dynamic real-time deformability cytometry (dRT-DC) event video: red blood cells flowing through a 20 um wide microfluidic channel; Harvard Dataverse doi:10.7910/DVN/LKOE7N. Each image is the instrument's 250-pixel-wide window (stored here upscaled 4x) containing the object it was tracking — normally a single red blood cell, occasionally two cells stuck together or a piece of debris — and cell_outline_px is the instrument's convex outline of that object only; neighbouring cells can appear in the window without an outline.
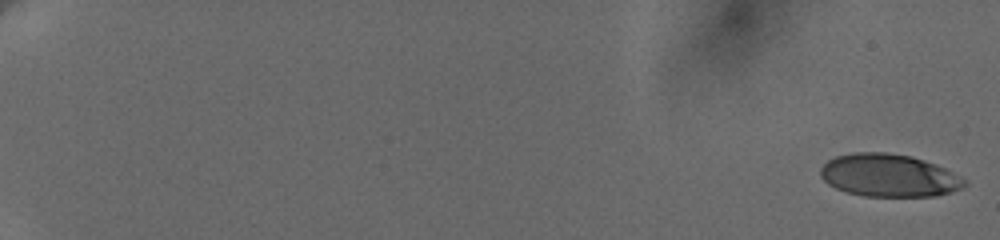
{"species": "human", "species_latin": "Homo sapiens", "temperature_condition": "cold", "stored_images_in_passage": 11, "camera_frame_rate_fps": 3000, "um_per_image_px": 0.085, "donor": {"sex": "female"}, "frame": {"image": 1, "passage_image": 1, "time_ms": 0.0, "image_size_px": [1000, 240], "cell_outline_px": [[968, 184], [964, 188], [952, 192], [936, 196], [864, 196], [848, 192], [836, 188], [828, 184], [820, 176], [820, 168], [828, 160], [836, 156], [852, 152], [888, 152], [912, 156], [924, 160], [944, 168], [964, 180]], "centroid_in_image_um": [75.54, 14.91], "position_along_channel_um": 9.5, "area_um2": 35.84}}
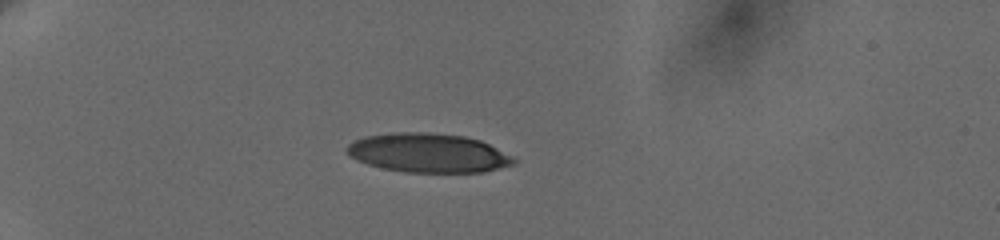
{"frame": {"image": 2, "passage_image": 7, "time_ms": 6.0, "image_size_px": [1000, 240], "cell_outline_px": [[516, 164], [484, 172], [404, 172], [380, 168], [356, 160], [344, 148], [348, 144], [364, 136], [392, 132], [428, 132], [464, 136], [480, 140], [512, 156], [516, 160]], "centroid_in_image_um": [36.39, 13.0], "position_along_channel_um": 48.6, "area_um2": 38.09}}
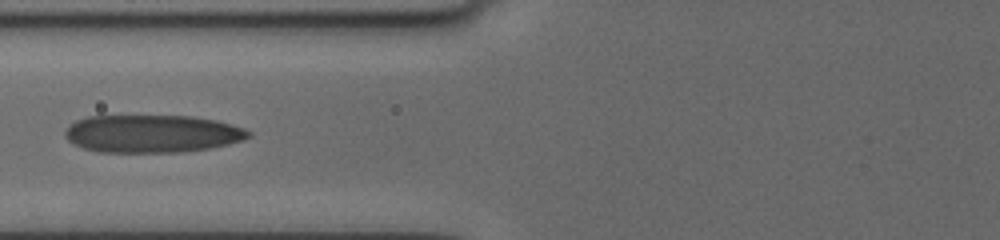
{"frame": {"image": 3, "passage_image": 10, "time_ms": 9.0, "image_size_px": [1000, 240], "cell_outline_px": [[252, 136], [244, 140], [228, 144], [208, 148], [176, 152], [100, 152], [84, 148], [72, 144], [64, 136], [64, 132], [76, 120], [88, 116], [192, 116], [216, 120], [244, 128], [252, 132]], "centroid_in_image_um": [12.94, 11.36], "position_along_channel_um": 112.9, "area_um2": 40.34}}